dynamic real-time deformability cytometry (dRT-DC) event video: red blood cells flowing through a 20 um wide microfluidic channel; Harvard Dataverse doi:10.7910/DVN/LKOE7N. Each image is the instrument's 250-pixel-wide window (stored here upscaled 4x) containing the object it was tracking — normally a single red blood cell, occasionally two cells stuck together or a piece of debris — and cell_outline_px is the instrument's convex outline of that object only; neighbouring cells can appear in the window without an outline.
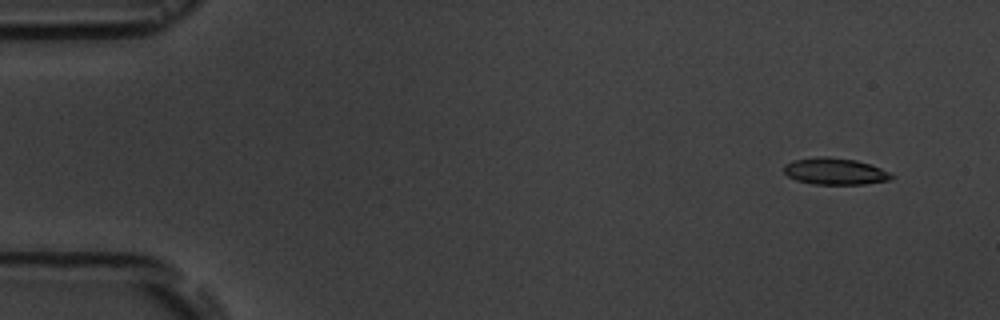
{"species": "common noctule bat (a hibernating species)", "species_latin": "Nyctalus noctula", "temperature_condition": "room temperature", "stored_images_in_passage": 5, "camera_frame_rate_fps": 3000, "um_per_image_px": 0.085, "animal": {"sex": "male", "body_mass_g": 19.5, "forearm_length_mm": 54.6}, "frame": {"image": 1, "passage_image": 1, "time_ms": 0.0, "image_size_px": [1000, 320], "cell_outline_px": [[896, 176], [888, 180], [864, 184], [812, 184], [796, 180], [788, 176], [784, 172], [784, 164], [792, 160], [816, 156], [828, 156], [856, 160], [872, 164]], "centroid_in_image_um": [70.95, 14.55], "position_along_channel_um": 14.1, "area_um2": 16.88}}